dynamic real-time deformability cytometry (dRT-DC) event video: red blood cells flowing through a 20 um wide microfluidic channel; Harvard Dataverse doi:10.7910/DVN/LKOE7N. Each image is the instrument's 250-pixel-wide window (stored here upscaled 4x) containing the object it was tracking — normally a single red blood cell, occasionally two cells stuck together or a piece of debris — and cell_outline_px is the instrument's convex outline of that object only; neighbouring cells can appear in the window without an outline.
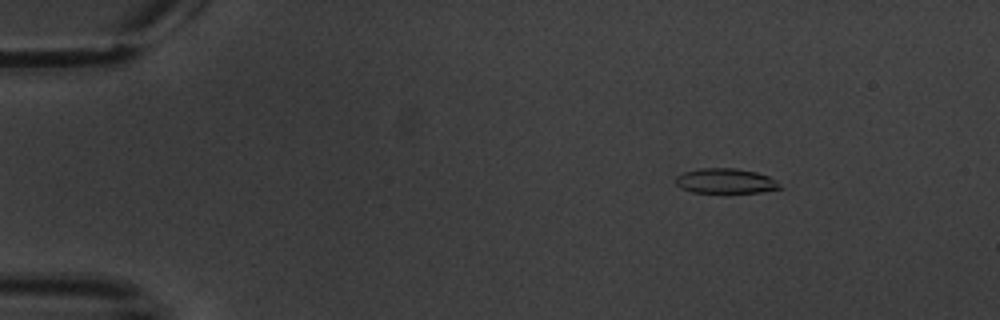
{"species": "common noctule bat (a hibernating species)", "species_latin": "Nyctalus noctula", "temperature_condition": "warm", "stored_images_in_passage": 6, "camera_frame_rate_fps": 3000, "um_per_image_px": 0.085, "animal": {"sex": "male", "body_mass_g": 20.1, "forearm_length_mm": 53.5}, "frame": {"image": 1, "passage_image": 3, "time_ms": 2.333, "image_size_px": [1000, 320], "cell_outline_px": [[784, 188], [760, 192], [692, 192], [676, 184], [676, 176], [684, 172], [700, 168], [736, 168], [756, 172], [768, 176], [776, 180]], "centroid_in_image_um": [61.71, 15.37], "position_along_channel_um": 23.3, "area_um2": 15.03}}
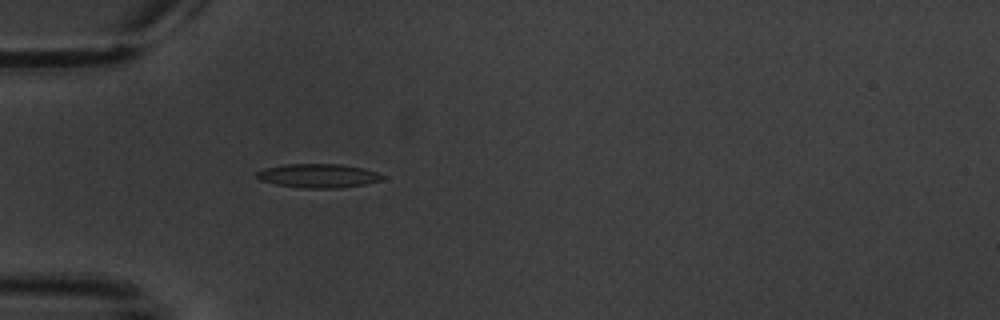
{"frame": {"image": 2, "passage_image": 6, "time_ms": 5.667, "image_size_px": [1000, 320], "cell_outline_px": [[384, 176], [380, 180], [364, 184], [340, 188], [304, 188], [276, 184], [260, 180], [256, 176], [256, 172], [264, 168], [284, 164], [340, 164], [360, 168], [376, 172]], "centroid_in_image_um": [27.0, 14.94], "position_along_channel_um": 58.0, "area_um2": 17.28}}